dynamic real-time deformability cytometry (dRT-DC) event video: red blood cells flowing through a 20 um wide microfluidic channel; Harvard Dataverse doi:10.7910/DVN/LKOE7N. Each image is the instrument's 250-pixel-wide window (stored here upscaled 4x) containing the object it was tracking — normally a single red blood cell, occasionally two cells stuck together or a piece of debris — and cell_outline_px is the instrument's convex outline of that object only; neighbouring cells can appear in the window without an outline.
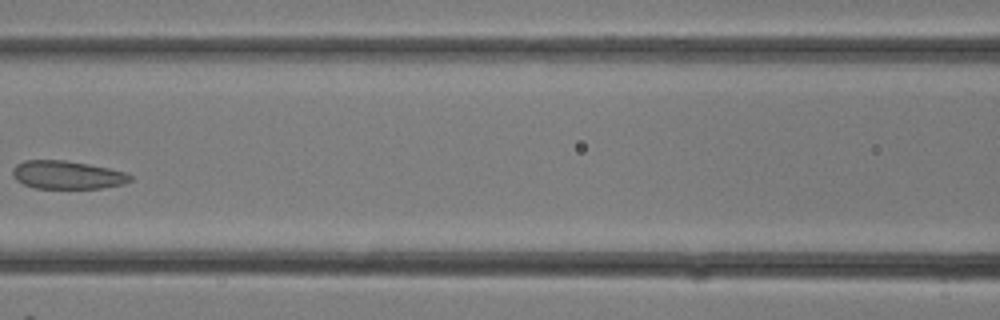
{"species": "common noctule bat (a hibernating species)", "species_latin": "Nyctalus noctula", "temperature_condition": "room temperature", "stored_images_in_passage": 15, "camera_frame_rate_fps": 3000, "um_per_image_px": 0.085, "animal": {"sex": "female"}, "frame": {"image": 1, "passage_image": 11, "time_ms": 3.333, "image_size_px": [1000, 320], "cell_outline_px": [[132, 180], [124, 184], [100, 188], [36, 188], [24, 184], [16, 180], [12, 176], [12, 168], [16, 164], [24, 160], [64, 160], [88, 164], [108, 168], [124, 172], [132, 176]], "centroid_in_image_um": [5.68, 14.86], "position_along_channel_um": 160.9, "area_um2": 19.31}}
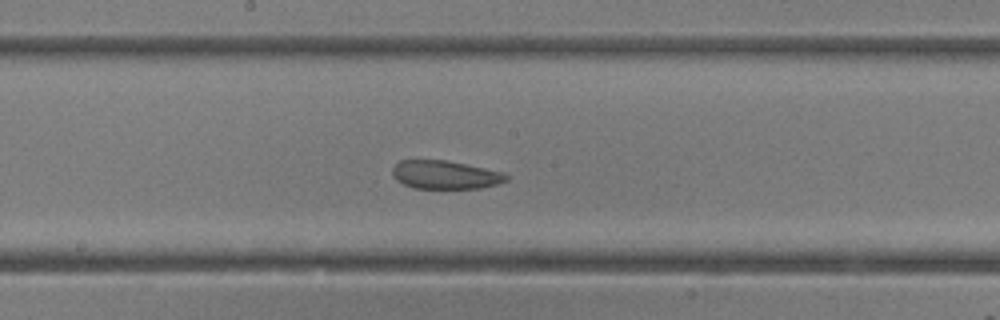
{"frame": {"image": 2, "passage_image": 13, "time_ms": 4.0, "image_size_px": [1000, 320], "cell_outline_px": [[508, 180], [496, 184], [480, 188], [412, 188], [396, 180], [392, 172], [392, 168], [400, 160], [448, 160], [484, 168], [500, 172], [508, 176]], "centroid_in_image_um": [37.8, 14.85], "position_along_channel_um": 210.4, "area_um2": 18.67}}
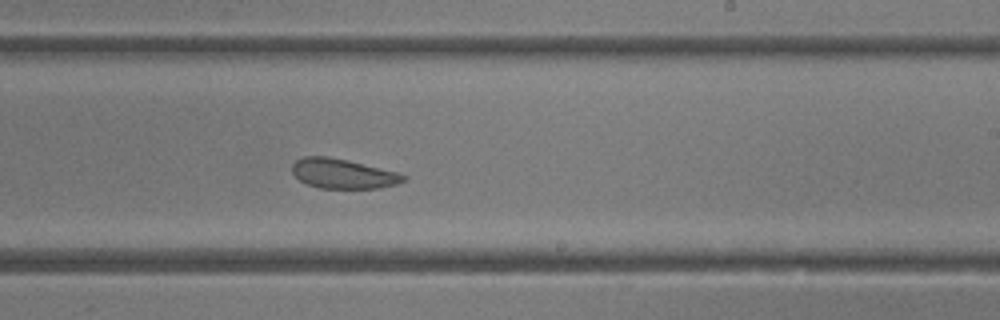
{"frame": {"image": 3, "passage_image": 15, "time_ms": 4.667, "image_size_px": [1000, 320], "cell_outline_px": [[408, 180], [396, 184], [380, 188], [320, 188], [308, 184], [300, 180], [292, 172], [292, 164], [296, 160], [304, 156], [328, 156], [348, 160], [400, 172], [408, 176]], "centroid_in_image_um": [29.21, 14.75], "position_along_channel_um": 259.8, "area_um2": 19.48}}